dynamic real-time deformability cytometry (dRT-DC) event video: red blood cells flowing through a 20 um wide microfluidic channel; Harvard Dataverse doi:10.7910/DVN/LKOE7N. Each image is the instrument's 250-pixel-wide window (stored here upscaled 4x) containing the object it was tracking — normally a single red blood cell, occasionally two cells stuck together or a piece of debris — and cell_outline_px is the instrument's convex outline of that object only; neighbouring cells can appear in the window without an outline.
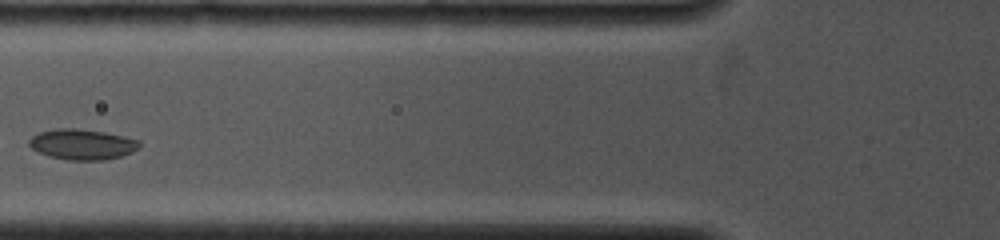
{"species": "common noctule bat (a hibernating species)", "species_latin": "Nyctalus noctula", "temperature_condition": "cold", "stored_images_in_passage": 24, "camera_frame_rate_fps": 4000, "um_per_image_px": 0.085, "animal": {"sex": "female", "body_mass_g": 19.0, "forearm_length_mm": 53.3}, "frame": {"image": 1, "passage_image": 4, "time_ms": 1.25, "image_size_px": [1000, 240], "cell_outline_px": [[140, 144], [132, 152], [120, 156], [104, 160], [68, 160], [48, 156], [32, 148], [28, 144], [28, 140], [32, 136], [40, 132], [56, 128], [76, 128], [104, 132], [140, 140]], "centroid_in_image_um": [6.96, 12.26], "position_along_channel_um": 118.8, "area_um2": 19.48}}